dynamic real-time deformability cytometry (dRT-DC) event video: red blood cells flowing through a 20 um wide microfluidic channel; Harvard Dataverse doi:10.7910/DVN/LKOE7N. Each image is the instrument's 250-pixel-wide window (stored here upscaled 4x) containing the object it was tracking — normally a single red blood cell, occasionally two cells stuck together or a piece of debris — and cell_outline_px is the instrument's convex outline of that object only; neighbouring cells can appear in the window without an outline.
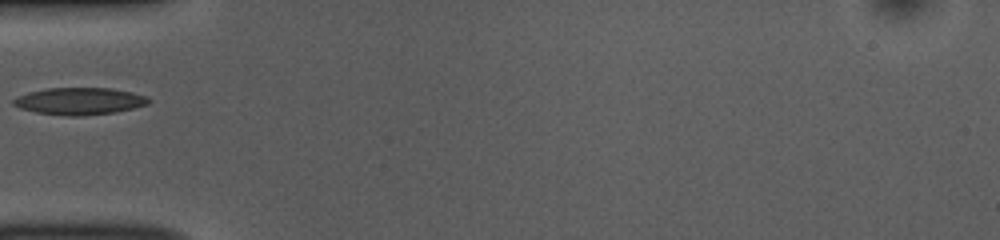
{"species": "common noctule bat (a hibernating species)", "species_latin": "Nyctalus noctula", "temperature_condition": "room temperature", "stored_images_in_passage": 21, "camera_frame_rate_fps": 3000, "um_per_image_px": 0.085, "animal": {"sex": "female", "body_mass_g": 10.0, "forearm_length_mm": 53.1}, "frame": {"image": 1, "passage_image": 1, "time_ms": 0.0, "image_size_px": [1000, 240], "cell_outline_px": [[152, 100], [148, 104], [116, 112], [84, 116], [64, 116], [36, 112], [20, 108], [12, 104], [12, 100], [28, 92], [48, 88], [112, 88], [132, 92], [148, 96]], "centroid_in_image_um": [6.79, 8.6], "position_along_channel_um": 78.2, "area_um2": 21.44}}